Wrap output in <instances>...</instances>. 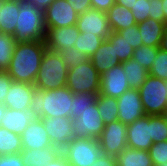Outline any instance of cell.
Here are the masks:
<instances>
[{
  "instance_id": "14",
  "label": "cell",
  "mask_w": 167,
  "mask_h": 166,
  "mask_svg": "<svg viewBox=\"0 0 167 166\" xmlns=\"http://www.w3.org/2000/svg\"><path fill=\"white\" fill-rule=\"evenodd\" d=\"M52 145L61 150L73 138V124L70 117L41 118Z\"/></svg>"
},
{
  "instance_id": "40",
  "label": "cell",
  "mask_w": 167,
  "mask_h": 166,
  "mask_svg": "<svg viewBox=\"0 0 167 166\" xmlns=\"http://www.w3.org/2000/svg\"><path fill=\"white\" fill-rule=\"evenodd\" d=\"M14 81L7 71H0V103L3 104L7 97V92Z\"/></svg>"
},
{
  "instance_id": "29",
  "label": "cell",
  "mask_w": 167,
  "mask_h": 166,
  "mask_svg": "<svg viewBox=\"0 0 167 166\" xmlns=\"http://www.w3.org/2000/svg\"><path fill=\"white\" fill-rule=\"evenodd\" d=\"M16 44L13 35L0 32V71L9 68Z\"/></svg>"
},
{
  "instance_id": "48",
  "label": "cell",
  "mask_w": 167,
  "mask_h": 166,
  "mask_svg": "<svg viewBox=\"0 0 167 166\" xmlns=\"http://www.w3.org/2000/svg\"><path fill=\"white\" fill-rule=\"evenodd\" d=\"M115 3L130 9L136 3V0H115Z\"/></svg>"
},
{
  "instance_id": "35",
  "label": "cell",
  "mask_w": 167,
  "mask_h": 166,
  "mask_svg": "<svg viewBox=\"0 0 167 166\" xmlns=\"http://www.w3.org/2000/svg\"><path fill=\"white\" fill-rule=\"evenodd\" d=\"M57 53L68 69L75 68L89 59L87 55L82 53L79 49H76L74 46Z\"/></svg>"
},
{
  "instance_id": "8",
  "label": "cell",
  "mask_w": 167,
  "mask_h": 166,
  "mask_svg": "<svg viewBox=\"0 0 167 166\" xmlns=\"http://www.w3.org/2000/svg\"><path fill=\"white\" fill-rule=\"evenodd\" d=\"M72 124L73 138L98 139L105 128L96 102L90 108L80 111V117L72 119Z\"/></svg>"
},
{
  "instance_id": "37",
  "label": "cell",
  "mask_w": 167,
  "mask_h": 166,
  "mask_svg": "<svg viewBox=\"0 0 167 166\" xmlns=\"http://www.w3.org/2000/svg\"><path fill=\"white\" fill-rule=\"evenodd\" d=\"M150 158L154 166L167 164V141L153 143L149 148Z\"/></svg>"
},
{
  "instance_id": "41",
  "label": "cell",
  "mask_w": 167,
  "mask_h": 166,
  "mask_svg": "<svg viewBox=\"0 0 167 166\" xmlns=\"http://www.w3.org/2000/svg\"><path fill=\"white\" fill-rule=\"evenodd\" d=\"M149 18L165 23L162 0H150Z\"/></svg>"
},
{
  "instance_id": "23",
  "label": "cell",
  "mask_w": 167,
  "mask_h": 166,
  "mask_svg": "<svg viewBox=\"0 0 167 166\" xmlns=\"http://www.w3.org/2000/svg\"><path fill=\"white\" fill-rule=\"evenodd\" d=\"M19 13V0H0V32L14 34Z\"/></svg>"
},
{
  "instance_id": "17",
  "label": "cell",
  "mask_w": 167,
  "mask_h": 166,
  "mask_svg": "<svg viewBox=\"0 0 167 166\" xmlns=\"http://www.w3.org/2000/svg\"><path fill=\"white\" fill-rule=\"evenodd\" d=\"M35 90L34 84L14 81L3 104L6 108L13 110H30Z\"/></svg>"
},
{
  "instance_id": "1",
  "label": "cell",
  "mask_w": 167,
  "mask_h": 166,
  "mask_svg": "<svg viewBox=\"0 0 167 166\" xmlns=\"http://www.w3.org/2000/svg\"><path fill=\"white\" fill-rule=\"evenodd\" d=\"M46 49L45 41L17 42L7 69L12 80L34 84Z\"/></svg>"
},
{
  "instance_id": "31",
  "label": "cell",
  "mask_w": 167,
  "mask_h": 166,
  "mask_svg": "<svg viewBox=\"0 0 167 166\" xmlns=\"http://www.w3.org/2000/svg\"><path fill=\"white\" fill-rule=\"evenodd\" d=\"M121 62L128 61L133 57L134 48L118 33L112 31L107 39Z\"/></svg>"
},
{
  "instance_id": "10",
  "label": "cell",
  "mask_w": 167,
  "mask_h": 166,
  "mask_svg": "<svg viewBox=\"0 0 167 166\" xmlns=\"http://www.w3.org/2000/svg\"><path fill=\"white\" fill-rule=\"evenodd\" d=\"M47 28H59L76 25L79 14L67 0H54L45 10Z\"/></svg>"
},
{
  "instance_id": "27",
  "label": "cell",
  "mask_w": 167,
  "mask_h": 166,
  "mask_svg": "<svg viewBox=\"0 0 167 166\" xmlns=\"http://www.w3.org/2000/svg\"><path fill=\"white\" fill-rule=\"evenodd\" d=\"M96 103L99 113L102 117V121L105 124H109L113 121L118 120L119 110H118L117 98L98 94Z\"/></svg>"
},
{
  "instance_id": "43",
  "label": "cell",
  "mask_w": 167,
  "mask_h": 166,
  "mask_svg": "<svg viewBox=\"0 0 167 166\" xmlns=\"http://www.w3.org/2000/svg\"><path fill=\"white\" fill-rule=\"evenodd\" d=\"M67 2L79 15L92 8L91 0H67Z\"/></svg>"
},
{
  "instance_id": "49",
  "label": "cell",
  "mask_w": 167,
  "mask_h": 166,
  "mask_svg": "<svg viewBox=\"0 0 167 166\" xmlns=\"http://www.w3.org/2000/svg\"><path fill=\"white\" fill-rule=\"evenodd\" d=\"M160 49L167 51V26L164 30L163 37L161 39Z\"/></svg>"
},
{
  "instance_id": "28",
  "label": "cell",
  "mask_w": 167,
  "mask_h": 166,
  "mask_svg": "<svg viewBox=\"0 0 167 166\" xmlns=\"http://www.w3.org/2000/svg\"><path fill=\"white\" fill-rule=\"evenodd\" d=\"M22 151L21 135L0 126V155L16 154Z\"/></svg>"
},
{
  "instance_id": "25",
  "label": "cell",
  "mask_w": 167,
  "mask_h": 166,
  "mask_svg": "<svg viewBox=\"0 0 167 166\" xmlns=\"http://www.w3.org/2000/svg\"><path fill=\"white\" fill-rule=\"evenodd\" d=\"M117 166H154L149 151L127 147L116 157Z\"/></svg>"
},
{
  "instance_id": "18",
  "label": "cell",
  "mask_w": 167,
  "mask_h": 166,
  "mask_svg": "<svg viewBox=\"0 0 167 166\" xmlns=\"http://www.w3.org/2000/svg\"><path fill=\"white\" fill-rule=\"evenodd\" d=\"M22 149H44L52 145L41 118L30 122L21 134Z\"/></svg>"
},
{
  "instance_id": "24",
  "label": "cell",
  "mask_w": 167,
  "mask_h": 166,
  "mask_svg": "<svg viewBox=\"0 0 167 166\" xmlns=\"http://www.w3.org/2000/svg\"><path fill=\"white\" fill-rule=\"evenodd\" d=\"M106 14L111 31L117 32L137 24L131 10L116 3Z\"/></svg>"
},
{
  "instance_id": "36",
  "label": "cell",
  "mask_w": 167,
  "mask_h": 166,
  "mask_svg": "<svg viewBox=\"0 0 167 166\" xmlns=\"http://www.w3.org/2000/svg\"><path fill=\"white\" fill-rule=\"evenodd\" d=\"M149 75L167 80V51L159 49L154 59V63L149 70Z\"/></svg>"
},
{
  "instance_id": "6",
  "label": "cell",
  "mask_w": 167,
  "mask_h": 166,
  "mask_svg": "<svg viewBox=\"0 0 167 166\" xmlns=\"http://www.w3.org/2000/svg\"><path fill=\"white\" fill-rule=\"evenodd\" d=\"M61 153L71 166H91L103 151L98 139L72 138Z\"/></svg>"
},
{
  "instance_id": "34",
  "label": "cell",
  "mask_w": 167,
  "mask_h": 166,
  "mask_svg": "<svg viewBox=\"0 0 167 166\" xmlns=\"http://www.w3.org/2000/svg\"><path fill=\"white\" fill-rule=\"evenodd\" d=\"M153 143L167 141V115H151Z\"/></svg>"
},
{
  "instance_id": "44",
  "label": "cell",
  "mask_w": 167,
  "mask_h": 166,
  "mask_svg": "<svg viewBox=\"0 0 167 166\" xmlns=\"http://www.w3.org/2000/svg\"><path fill=\"white\" fill-rule=\"evenodd\" d=\"M92 8L107 12L114 4L115 0H91Z\"/></svg>"
},
{
  "instance_id": "45",
  "label": "cell",
  "mask_w": 167,
  "mask_h": 166,
  "mask_svg": "<svg viewBox=\"0 0 167 166\" xmlns=\"http://www.w3.org/2000/svg\"><path fill=\"white\" fill-rule=\"evenodd\" d=\"M91 166H117L114 156L102 154Z\"/></svg>"
},
{
  "instance_id": "32",
  "label": "cell",
  "mask_w": 167,
  "mask_h": 166,
  "mask_svg": "<svg viewBox=\"0 0 167 166\" xmlns=\"http://www.w3.org/2000/svg\"><path fill=\"white\" fill-rule=\"evenodd\" d=\"M98 94L94 93H75L73 94V105L71 109V119L80 117V111L88 109L96 102Z\"/></svg>"
},
{
  "instance_id": "42",
  "label": "cell",
  "mask_w": 167,
  "mask_h": 166,
  "mask_svg": "<svg viewBox=\"0 0 167 166\" xmlns=\"http://www.w3.org/2000/svg\"><path fill=\"white\" fill-rule=\"evenodd\" d=\"M0 166H25L21 153L0 155Z\"/></svg>"
},
{
  "instance_id": "22",
  "label": "cell",
  "mask_w": 167,
  "mask_h": 166,
  "mask_svg": "<svg viewBox=\"0 0 167 166\" xmlns=\"http://www.w3.org/2000/svg\"><path fill=\"white\" fill-rule=\"evenodd\" d=\"M20 153L25 166H45L61 153V149L51 145L44 149H22Z\"/></svg>"
},
{
  "instance_id": "19",
  "label": "cell",
  "mask_w": 167,
  "mask_h": 166,
  "mask_svg": "<svg viewBox=\"0 0 167 166\" xmlns=\"http://www.w3.org/2000/svg\"><path fill=\"white\" fill-rule=\"evenodd\" d=\"M36 119L31 110H13L6 108L0 126L10 132L21 135L30 122Z\"/></svg>"
},
{
  "instance_id": "50",
  "label": "cell",
  "mask_w": 167,
  "mask_h": 166,
  "mask_svg": "<svg viewBox=\"0 0 167 166\" xmlns=\"http://www.w3.org/2000/svg\"><path fill=\"white\" fill-rule=\"evenodd\" d=\"M162 9L164 12L165 24L167 25V0H162Z\"/></svg>"
},
{
  "instance_id": "39",
  "label": "cell",
  "mask_w": 167,
  "mask_h": 166,
  "mask_svg": "<svg viewBox=\"0 0 167 166\" xmlns=\"http://www.w3.org/2000/svg\"><path fill=\"white\" fill-rule=\"evenodd\" d=\"M130 10L137 24L143 22L149 18L150 0H136V3Z\"/></svg>"
},
{
  "instance_id": "51",
  "label": "cell",
  "mask_w": 167,
  "mask_h": 166,
  "mask_svg": "<svg viewBox=\"0 0 167 166\" xmlns=\"http://www.w3.org/2000/svg\"><path fill=\"white\" fill-rule=\"evenodd\" d=\"M5 110H6V107L4 106V104L0 103V124H1V121L3 119V115H4Z\"/></svg>"
},
{
  "instance_id": "5",
  "label": "cell",
  "mask_w": 167,
  "mask_h": 166,
  "mask_svg": "<svg viewBox=\"0 0 167 166\" xmlns=\"http://www.w3.org/2000/svg\"><path fill=\"white\" fill-rule=\"evenodd\" d=\"M138 90L146 115L167 114V80L148 75Z\"/></svg>"
},
{
  "instance_id": "20",
  "label": "cell",
  "mask_w": 167,
  "mask_h": 166,
  "mask_svg": "<svg viewBox=\"0 0 167 166\" xmlns=\"http://www.w3.org/2000/svg\"><path fill=\"white\" fill-rule=\"evenodd\" d=\"M89 59L100 75L122 63L114 51V46L107 39L103 41Z\"/></svg>"
},
{
  "instance_id": "33",
  "label": "cell",
  "mask_w": 167,
  "mask_h": 166,
  "mask_svg": "<svg viewBox=\"0 0 167 166\" xmlns=\"http://www.w3.org/2000/svg\"><path fill=\"white\" fill-rule=\"evenodd\" d=\"M159 49L160 47L142 45L141 47L134 49L132 59L138 61L144 68L149 71L154 63V59Z\"/></svg>"
},
{
  "instance_id": "2",
  "label": "cell",
  "mask_w": 167,
  "mask_h": 166,
  "mask_svg": "<svg viewBox=\"0 0 167 166\" xmlns=\"http://www.w3.org/2000/svg\"><path fill=\"white\" fill-rule=\"evenodd\" d=\"M73 93L67 86L53 90H35L30 110L37 118L70 117Z\"/></svg>"
},
{
  "instance_id": "13",
  "label": "cell",
  "mask_w": 167,
  "mask_h": 166,
  "mask_svg": "<svg viewBox=\"0 0 167 166\" xmlns=\"http://www.w3.org/2000/svg\"><path fill=\"white\" fill-rule=\"evenodd\" d=\"M152 144L151 115L127 125V147L148 151Z\"/></svg>"
},
{
  "instance_id": "9",
  "label": "cell",
  "mask_w": 167,
  "mask_h": 166,
  "mask_svg": "<svg viewBox=\"0 0 167 166\" xmlns=\"http://www.w3.org/2000/svg\"><path fill=\"white\" fill-rule=\"evenodd\" d=\"M98 140L103 154L116 157L127 148V125L120 120L105 124Z\"/></svg>"
},
{
  "instance_id": "12",
  "label": "cell",
  "mask_w": 167,
  "mask_h": 166,
  "mask_svg": "<svg viewBox=\"0 0 167 166\" xmlns=\"http://www.w3.org/2000/svg\"><path fill=\"white\" fill-rule=\"evenodd\" d=\"M118 120L123 124H131L145 114L140 92L138 89L130 88L123 95L117 98Z\"/></svg>"
},
{
  "instance_id": "11",
  "label": "cell",
  "mask_w": 167,
  "mask_h": 166,
  "mask_svg": "<svg viewBox=\"0 0 167 166\" xmlns=\"http://www.w3.org/2000/svg\"><path fill=\"white\" fill-rule=\"evenodd\" d=\"M79 32L87 34H96L104 40L111 34L106 12L90 8L80 14L76 23Z\"/></svg>"
},
{
  "instance_id": "38",
  "label": "cell",
  "mask_w": 167,
  "mask_h": 166,
  "mask_svg": "<svg viewBox=\"0 0 167 166\" xmlns=\"http://www.w3.org/2000/svg\"><path fill=\"white\" fill-rule=\"evenodd\" d=\"M134 49L141 47L143 45L140 31L138 25L135 24L126 29L117 31Z\"/></svg>"
},
{
  "instance_id": "21",
  "label": "cell",
  "mask_w": 167,
  "mask_h": 166,
  "mask_svg": "<svg viewBox=\"0 0 167 166\" xmlns=\"http://www.w3.org/2000/svg\"><path fill=\"white\" fill-rule=\"evenodd\" d=\"M140 31L143 45L150 47H160L161 39L166 28V24L160 21L148 18L137 24Z\"/></svg>"
},
{
  "instance_id": "47",
  "label": "cell",
  "mask_w": 167,
  "mask_h": 166,
  "mask_svg": "<svg viewBox=\"0 0 167 166\" xmlns=\"http://www.w3.org/2000/svg\"><path fill=\"white\" fill-rule=\"evenodd\" d=\"M39 9L45 10L54 0H28Z\"/></svg>"
},
{
  "instance_id": "26",
  "label": "cell",
  "mask_w": 167,
  "mask_h": 166,
  "mask_svg": "<svg viewBox=\"0 0 167 166\" xmlns=\"http://www.w3.org/2000/svg\"><path fill=\"white\" fill-rule=\"evenodd\" d=\"M122 68L127 76L129 87L133 89H139L149 75V71L132 58L122 62Z\"/></svg>"
},
{
  "instance_id": "4",
  "label": "cell",
  "mask_w": 167,
  "mask_h": 166,
  "mask_svg": "<svg viewBox=\"0 0 167 166\" xmlns=\"http://www.w3.org/2000/svg\"><path fill=\"white\" fill-rule=\"evenodd\" d=\"M69 69L57 52L46 49L35 79L37 90H53L66 86Z\"/></svg>"
},
{
  "instance_id": "7",
  "label": "cell",
  "mask_w": 167,
  "mask_h": 166,
  "mask_svg": "<svg viewBox=\"0 0 167 166\" xmlns=\"http://www.w3.org/2000/svg\"><path fill=\"white\" fill-rule=\"evenodd\" d=\"M101 75L93 66L90 59L68 71L66 86L75 93L99 94Z\"/></svg>"
},
{
  "instance_id": "16",
  "label": "cell",
  "mask_w": 167,
  "mask_h": 166,
  "mask_svg": "<svg viewBox=\"0 0 167 166\" xmlns=\"http://www.w3.org/2000/svg\"><path fill=\"white\" fill-rule=\"evenodd\" d=\"M76 25L59 28H47L46 47L51 52H62L74 46L79 36Z\"/></svg>"
},
{
  "instance_id": "15",
  "label": "cell",
  "mask_w": 167,
  "mask_h": 166,
  "mask_svg": "<svg viewBox=\"0 0 167 166\" xmlns=\"http://www.w3.org/2000/svg\"><path fill=\"white\" fill-rule=\"evenodd\" d=\"M99 94L118 98L130 89L122 63L116 65L101 75Z\"/></svg>"
},
{
  "instance_id": "3",
  "label": "cell",
  "mask_w": 167,
  "mask_h": 166,
  "mask_svg": "<svg viewBox=\"0 0 167 166\" xmlns=\"http://www.w3.org/2000/svg\"><path fill=\"white\" fill-rule=\"evenodd\" d=\"M47 26L44 10L37 8L28 0H19V13L14 31L17 42L45 41Z\"/></svg>"
},
{
  "instance_id": "30",
  "label": "cell",
  "mask_w": 167,
  "mask_h": 166,
  "mask_svg": "<svg viewBox=\"0 0 167 166\" xmlns=\"http://www.w3.org/2000/svg\"><path fill=\"white\" fill-rule=\"evenodd\" d=\"M74 43V47L79 49L82 53L90 57L93 55L99 46L103 43L104 39L98 37L96 34H87L80 32L79 36Z\"/></svg>"
},
{
  "instance_id": "46",
  "label": "cell",
  "mask_w": 167,
  "mask_h": 166,
  "mask_svg": "<svg viewBox=\"0 0 167 166\" xmlns=\"http://www.w3.org/2000/svg\"><path fill=\"white\" fill-rule=\"evenodd\" d=\"M45 166H71L62 153Z\"/></svg>"
}]
</instances>
